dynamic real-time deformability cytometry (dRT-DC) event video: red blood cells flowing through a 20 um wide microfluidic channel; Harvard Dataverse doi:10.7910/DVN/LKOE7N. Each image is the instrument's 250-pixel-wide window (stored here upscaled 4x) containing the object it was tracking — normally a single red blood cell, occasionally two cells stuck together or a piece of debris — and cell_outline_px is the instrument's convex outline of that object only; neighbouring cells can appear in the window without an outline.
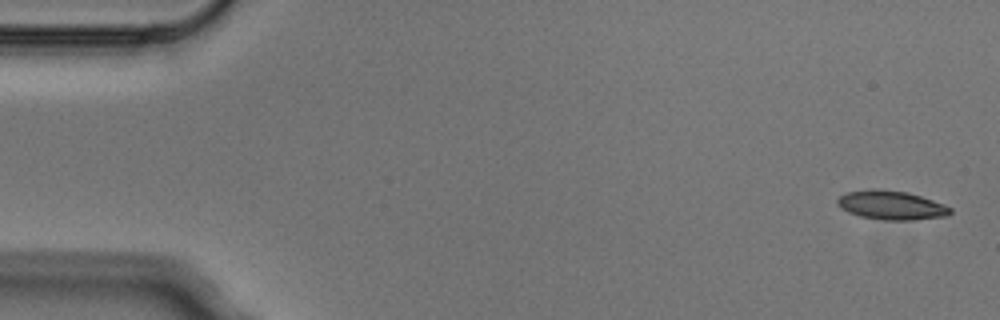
{"species": "Egyptian fruit bat (a non-hibernating species)", "species_latin": "Rousettus aegyptiacus", "temperature_condition": "cold", "stored_images_in_passage": 5, "camera_frame_rate_fps": 3000, "um_per_image_px": 0.085, "animal": {"sex": "male"}, "frame": {"image": 1, "passage_image": 1, "time_ms": 0.0, "image_size_px": [1000, 320], "cell_outline_px": [[952, 212], [948, 216], [912, 220], [884, 220], [860, 216], [848, 212], [840, 208], [836, 204], [836, 200], [840, 196], [848, 192], [872, 188], [908, 192], [944, 204], [952, 208]], "centroid_in_image_um": [75.76, 17.44], "position_along_channel_um": 9.2, "area_um2": 19.13}}
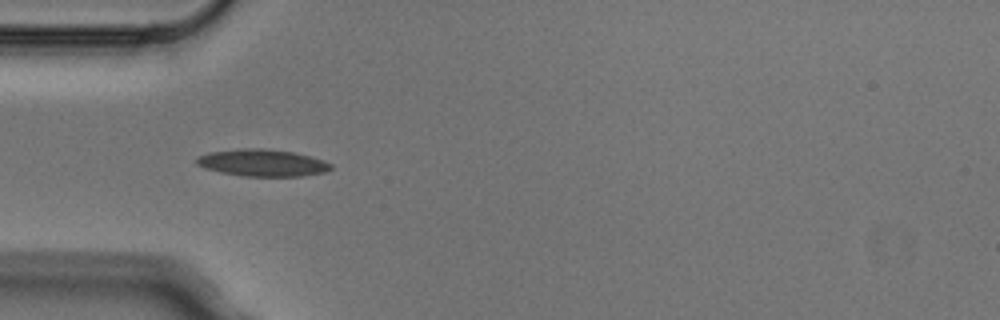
{"frame": {"image": 2, "passage_image": 4, "time_ms": 1.0, "image_size_px": [1000, 320], "cell_outline_px": [[332, 168], [324, 172], [300, 176], [244, 176], [204, 168], [196, 164], [196, 156], [208, 152], [240, 148], [264, 148], [292, 152], [324, 160], [332, 164]], "centroid_in_image_um": [22.27, 13.83], "position_along_channel_um": 62.7, "area_um2": 21.04}}
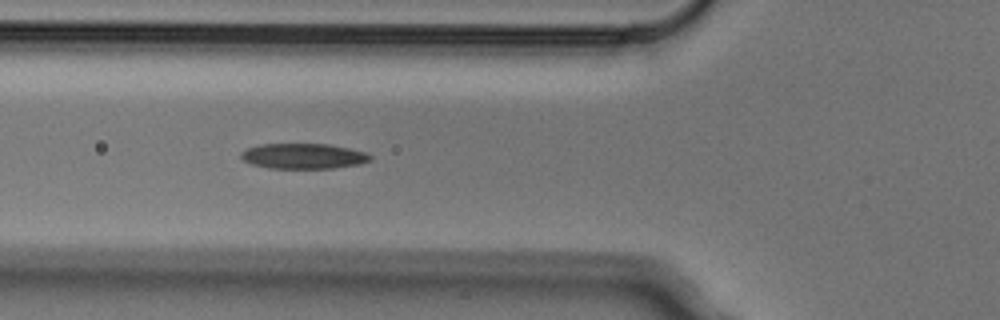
{"frame": {"image": 3, "passage_image": 5, "time_ms": 1.333, "image_size_px": [1000, 320], "cell_outline_px": [[372, 160], [360, 164], [332, 168], [268, 168], [252, 164], [244, 160], [240, 156], [240, 152], [248, 148], [260, 144], [328, 144], [348, 148], [364, 152], [372, 156]], "centroid_in_image_um": [25.79, 13.27], "position_along_channel_um": 100.0, "area_um2": 19.02}}